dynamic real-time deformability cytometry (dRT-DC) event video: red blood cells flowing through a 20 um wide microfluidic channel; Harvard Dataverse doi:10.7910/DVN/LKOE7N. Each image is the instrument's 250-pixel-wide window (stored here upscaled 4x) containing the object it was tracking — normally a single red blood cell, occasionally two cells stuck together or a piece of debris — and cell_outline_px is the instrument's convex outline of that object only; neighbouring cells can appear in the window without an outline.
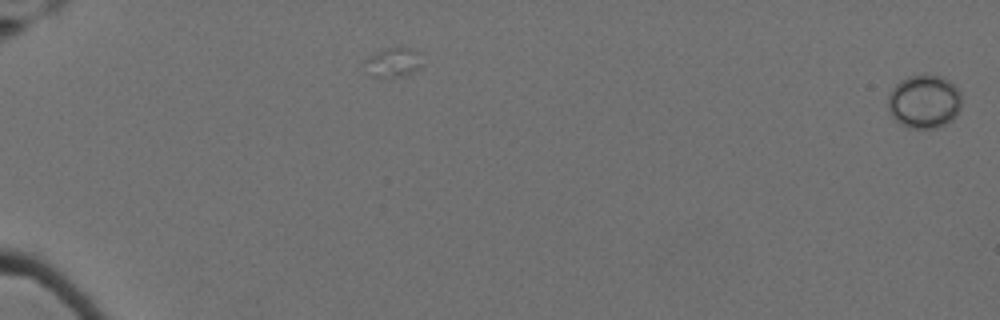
{"species": "Egyptian fruit bat (a non-hibernating species)", "species_latin": "Rousettus aegyptiacus", "temperature_condition": "cold", "stored_images_in_passage": 6, "camera_frame_rate_fps": 3000, "um_per_image_px": 0.085, "animal": {"sex": "female"}, "frame": {"image": 1, "passage_image": 1, "time_ms": 0.0, "image_size_px": [1000, 320], "cell_outline_px": [[964, 96], [960, 108], [956, 116], [952, 120], [936, 128], [908, 128], [900, 124], [892, 116], [888, 108], [888, 96], [892, 88], [900, 80], [908, 76], [924, 72], [940, 76], [948, 80]], "centroid_in_image_um": [78.57, 8.6], "position_along_channel_um": 6.4, "area_um2": 23.47}}